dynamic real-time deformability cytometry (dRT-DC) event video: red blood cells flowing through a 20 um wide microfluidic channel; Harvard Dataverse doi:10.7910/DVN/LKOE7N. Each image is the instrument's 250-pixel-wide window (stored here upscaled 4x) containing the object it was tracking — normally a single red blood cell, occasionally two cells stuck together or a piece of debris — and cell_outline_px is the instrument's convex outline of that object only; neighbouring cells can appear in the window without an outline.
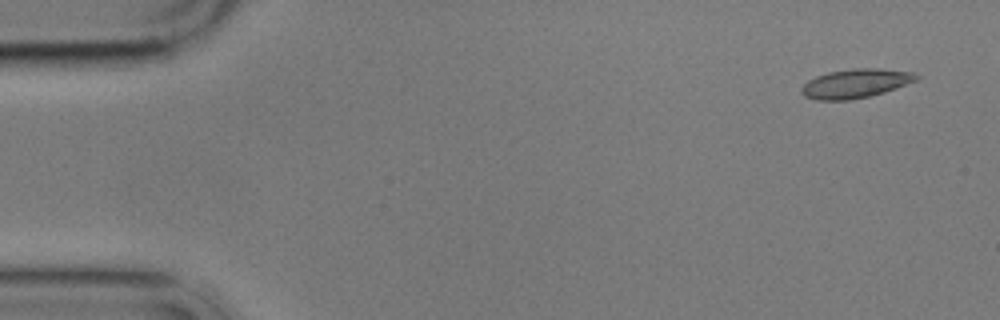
{"species": "common noctule bat (a hibernating species)", "species_latin": "Nyctalus noctula", "temperature_condition": "cold", "stored_images_in_passage": 6, "camera_frame_rate_fps": 3000, "um_per_image_px": 0.085, "animal": {"sex": "male", "body_mass_g": 17.9}, "frame": {"image": 1, "passage_image": 1, "time_ms": 0.0, "image_size_px": [1000, 320], "cell_outline_px": [[920, 76], [916, 80], [896, 88], [884, 92], [868, 96], [848, 100], [816, 100], [804, 96], [800, 92], [800, 88], [808, 80], [816, 76], [828, 72], [852, 68], [876, 68], [912, 72]], "centroid_in_image_um": [72.68, 7.09], "position_along_channel_um": 12.3, "area_um2": 19.36}}
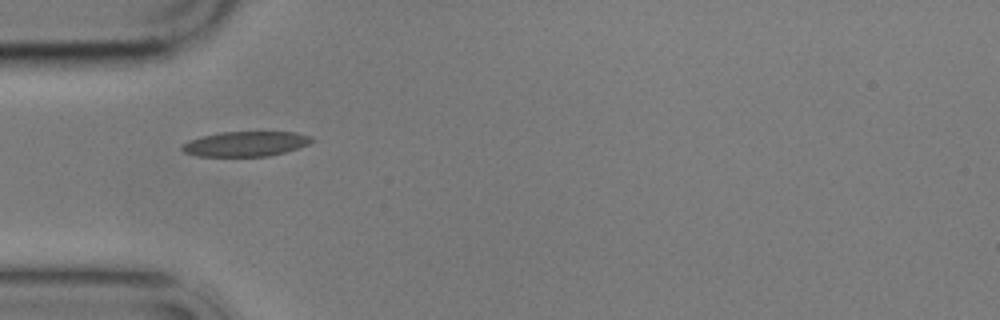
{"frame": {"image": 2, "passage_image": 5, "time_ms": 4.667, "image_size_px": [1000, 320], "cell_outline_px": [[316, 140], [308, 144], [284, 152], [268, 156], [196, 156], [184, 152], [180, 148], [180, 144], [188, 140], [220, 132], [296, 132], [312, 136]], "centroid_in_image_um": [20.86, 12.22], "position_along_channel_um": 64.1, "area_um2": 18.9}}